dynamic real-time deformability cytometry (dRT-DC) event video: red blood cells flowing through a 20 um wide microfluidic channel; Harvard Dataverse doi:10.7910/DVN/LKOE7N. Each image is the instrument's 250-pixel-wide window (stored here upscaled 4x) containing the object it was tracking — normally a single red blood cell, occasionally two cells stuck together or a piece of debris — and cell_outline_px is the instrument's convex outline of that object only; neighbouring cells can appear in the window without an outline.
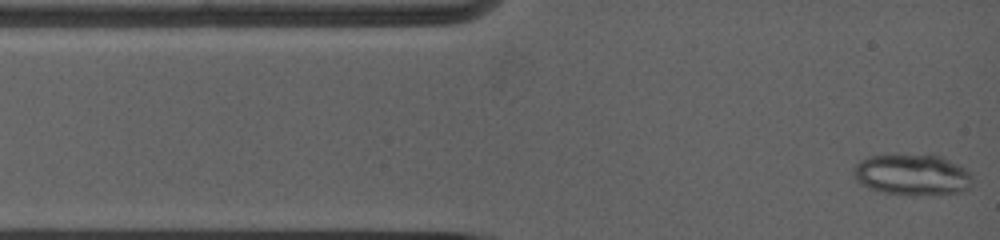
{"species": "common noctule bat (a hibernating species)", "species_latin": "Nyctalus noctula", "temperature_condition": "warm", "stored_images_in_passage": 15, "camera_frame_rate_fps": 5000, "um_per_image_px": 0.085, "animal": {"sex": "female", "body_mass_g": 19.0, "forearm_length_mm": 53.3}, "frame": {"image": 1, "passage_image": 1, "time_ms": 0.0, "image_size_px": [1000, 240], "cell_outline_px": [[972, 180], [968, 188], [964, 192], [884, 192], [868, 188], [860, 184], [852, 176], [852, 172], [856, 164], [860, 160], [872, 156], [940, 156], [960, 164], [972, 176]], "centroid_in_image_um": [77.51, 14.82], "position_along_channel_um": 7.5, "area_um2": 27.17}}
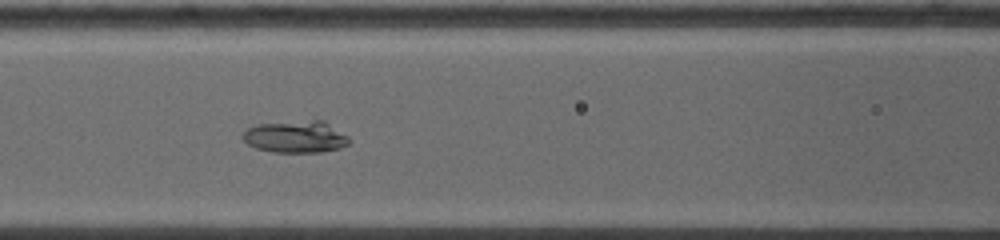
{"frame": {"image": 2, "passage_image": 10, "time_ms": 4.6, "image_size_px": [1000, 240], "cell_outline_px": [[348, 144], [340, 148], [324, 152], [272, 152], [256, 148], [248, 144], [244, 140], [244, 132], [248, 128], [260, 124], [316, 120], [320, 120], [348, 136]], "centroid_in_image_um": [25.13, 11.65], "position_along_channel_um": 141.5, "area_um2": 19.36}}
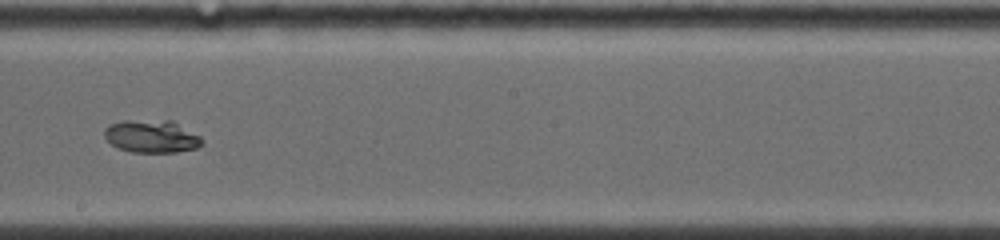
{"frame": {"image": 3, "passage_image": 14, "time_ms": 7.0, "image_size_px": [1000, 240], "cell_outline_px": [[204, 144], [196, 148], [176, 152], [132, 152], [120, 148], [112, 144], [104, 136], [104, 132], [112, 124], [168, 120], [200, 136]], "centroid_in_image_um": [12.95, 11.65], "position_along_channel_um": 235.2, "area_um2": 17.57}}